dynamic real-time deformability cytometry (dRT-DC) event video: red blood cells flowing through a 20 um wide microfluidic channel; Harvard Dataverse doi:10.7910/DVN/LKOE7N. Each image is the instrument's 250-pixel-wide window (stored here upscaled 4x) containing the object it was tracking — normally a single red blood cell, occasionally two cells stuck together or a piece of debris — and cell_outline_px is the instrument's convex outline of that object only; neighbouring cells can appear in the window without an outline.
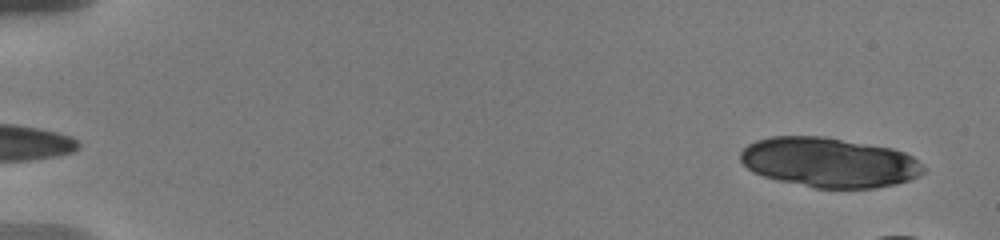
{"species": "human", "species_latin": "Homo sapiens", "temperature_condition": "warm", "stored_images_in_passage": 15, "camera_frame_rate_fps": 3000, "um_per_image_px": 0.085, "donor": {"sex": "male"}, "frame": {"image": 1, "passage_image": 1, "time_ms": 0.0, "image_size_px": [1000, 240], "cell_outline_px": [[924, 172], [908, 180], [896, 184], [876, 188], [816, 188], [780, 180], [764, 176], [752, 172], [740, 160], [740, 152], [748, 144], [756, 140], [772, 136], [820, 136], [892, 148], [904, 152], [912, 156], [924, 164]], "centroid_in_image_um": [70.48, 13.8], "position_along_channel_um": 14.5, "area_um2": 52.89}}
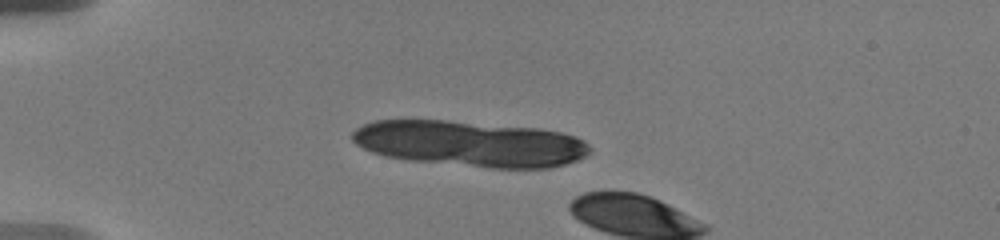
{"frame": {"image": 2, "passage_image": 12, "time_ms": 4.0, "image_size_px": [1000, 240], "cell_outline_px": [[588, 152], [584, 156], [576, 160], [564, 164], [548, 168], [492, 168], [408, 160], [384, 156], [372, 152], [356, 144], [352, 140], [352, 132], [356, 128], [372, 120], [448, 120], [540, 128], [560, 132], [576, 136], [584, 140], [588, 144]], "centroid_in_image_um": [39.94, 12.2], "position_along_channel_um": 45.1, "area_um2": 63.52}}